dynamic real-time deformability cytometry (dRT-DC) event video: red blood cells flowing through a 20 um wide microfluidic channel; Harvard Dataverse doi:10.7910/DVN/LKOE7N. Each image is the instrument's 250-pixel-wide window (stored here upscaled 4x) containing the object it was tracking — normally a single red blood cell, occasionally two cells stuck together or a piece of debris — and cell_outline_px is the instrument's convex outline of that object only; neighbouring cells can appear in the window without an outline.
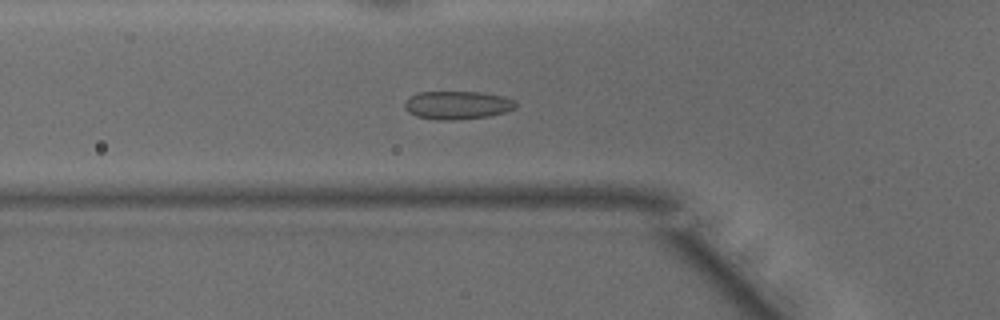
{"species": "common noctule bat (a hibernating species)", "species_latin": "Nyctalus noctula", "temperature_condition": "warm", "stored_images_in_passage": 35, "camera_frame_rate_fps": 3000, "um_per_image_px": 0.085, "animal": {"sex": "male", "body_mass_g": 15.6}, "frame": {"image": 1, "passage_image": 3, "time_ms": 0.667, "image_size_px": [1000, 320], "cell_outline_px": [[516, 108], [504, 112], [488, 116], [452, 120], [440, 120], [416, 116], [408, 112], [404, 108], [404, 100], [416, 92], [480, 92], [504, 96], [512, 100], [516, 104]], "centroid_in_image_um": [38.82, 8.93], "position_along_channel_um": 87.0, "area_um2": 18.26}}
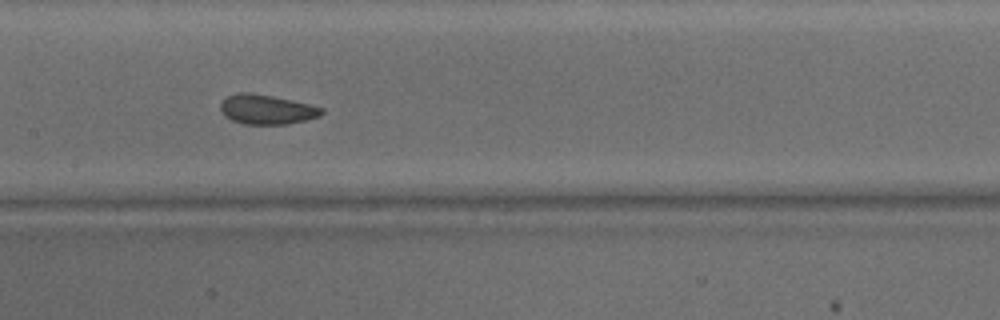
{"frame": {"image": 2, "passage_image": 10, "time_ms": 3.0, "image_size_px": [1000, 320], "cell_outline_px": [[324, 112], [320, 116], [288, 124], [244, 124], [232, 120], [220, 108], [220, 104], [228, 96], [240, 92], [248, 92], [272, 96], [308, 104], [324, 108]], "centroid_in_image_um": [22.7, 9.3], "position_along_channel_um": 184.7, "area_um2": 17.11}}
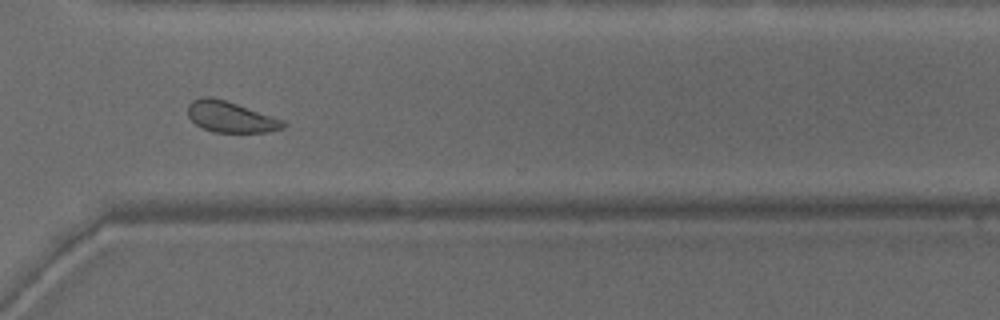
{"frame": {"image": 3, "passage_image": 22, "time_ms": 7.0, "image_size_px": [1000, 320], "cell_outline_px": [[288, 124], [284, 128], [268, 132], [212, 132], [196, 124], [188, 116], [188, 104], [192, 100], [204, 96], [208, 96], [224, 100], [284, 120]], "centroid_in_image_um": [19.61, 9.94], "position_along_channel_um": 351.0, "area_um2": 17.05}, "authors_computed_cell_mechanics": {"area_um2": 17.7446, "velocity_mm_per_s": 4.1598, "shape_relaxation_time_tau1_ms": 1.9049, "shape_relaxation_time_tau2_ms": 0.9201, "deformation_change_tau1": 0.0808, "deformation_change_tau2": 0.0786}}